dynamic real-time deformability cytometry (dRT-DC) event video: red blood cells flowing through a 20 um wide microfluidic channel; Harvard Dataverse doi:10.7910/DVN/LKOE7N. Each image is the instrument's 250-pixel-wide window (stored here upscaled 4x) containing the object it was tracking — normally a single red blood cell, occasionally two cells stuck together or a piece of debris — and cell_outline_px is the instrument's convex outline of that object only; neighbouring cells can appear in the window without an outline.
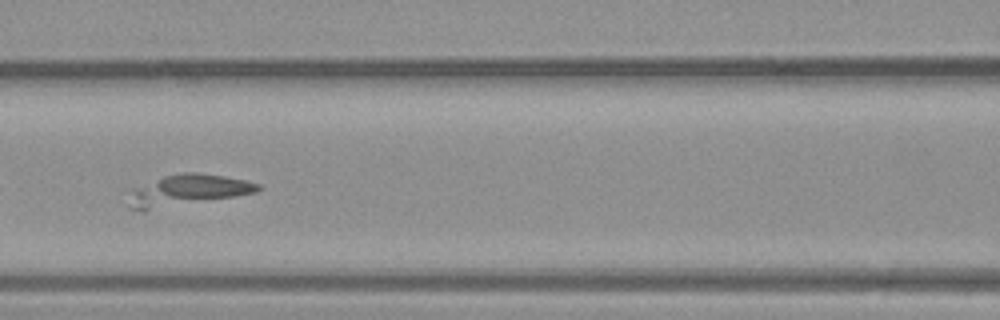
{"species": "common noctule bat (a hibernating species)", "species_latin": "Nyctalus noctula", "temperature_condition": "warm", "stored_images_in_passage": 41, "camera_frame_rate_fps": 3000, "um_per_image_px": 0.085, "animal": {"sex": "male", "body_mass_g": 23.1, "forearm_length_mm": 52.7}, "frame": {"image": 1, "passage_image": 18, "time_ms": 5.667, "image_size_px": [1000, 320], "cell_outline_px": [[264, 188], [256, 192], [236, 196], [148, 208], [128, 208], [128, 204], [132, 192], [164, 176], [184, 172], [196, 172], [224, 176], [244, 180], [260, 184]], "centroid_in_image_um": [16.1, 16.12], "position_along_channel_um": 150.5, "area_um2": 21.85}}
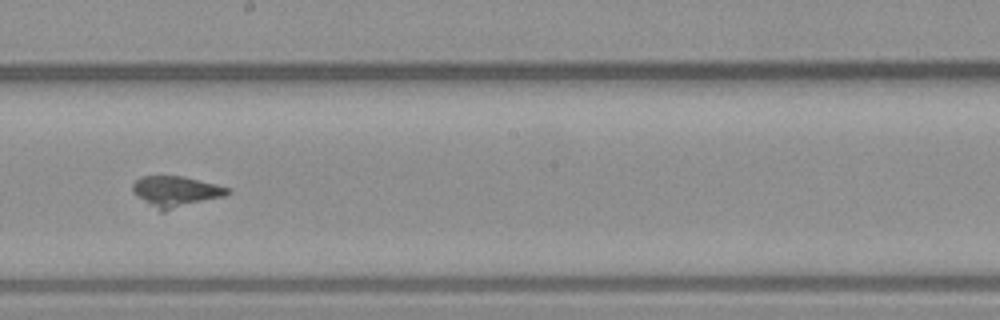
{"frame": {"image": 2, "passage_image": 23, "time_ms": 7.333, "image_size_px": [1000, 320], "cell_outline_px": [[232, 192], [224, 196], [164, 212], [160, 212], [148, 204], [132, 192], [132, 184], [140, 176], [184, 176], [232, 188]], "centroid_in_image_um": [14.96, 16.28], "position_along_channel_um": 233.2, "area_um2": 17.22}}
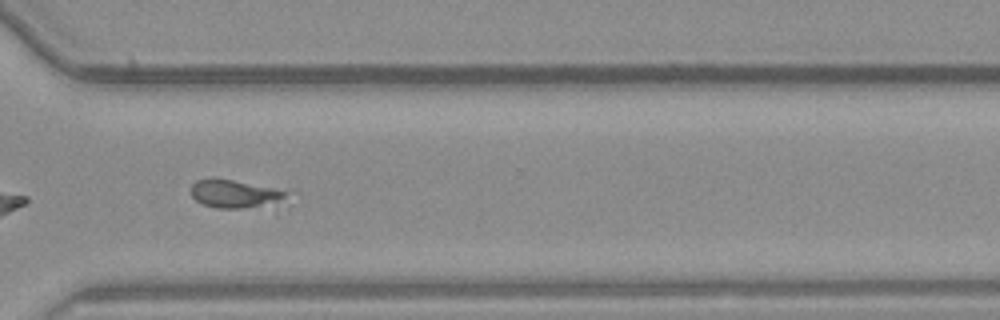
{"frame": {"image": 3, "passage_image": 30, "time_ms": 9.667, "image_size_px": [1000, 320], "cell_outline_px": [[288, 192], [284, 196], [268, 204], [244, 208], [216, 208], [204, 204], [196, 200], [192, 196], [192, 184], [196, 180], [208, 176], [216, 176], [272, 188]], "centroid_in_image_um": [19.79, 16.42], "position_along_channel_um": 350.8, "area_um2": 15.32}}